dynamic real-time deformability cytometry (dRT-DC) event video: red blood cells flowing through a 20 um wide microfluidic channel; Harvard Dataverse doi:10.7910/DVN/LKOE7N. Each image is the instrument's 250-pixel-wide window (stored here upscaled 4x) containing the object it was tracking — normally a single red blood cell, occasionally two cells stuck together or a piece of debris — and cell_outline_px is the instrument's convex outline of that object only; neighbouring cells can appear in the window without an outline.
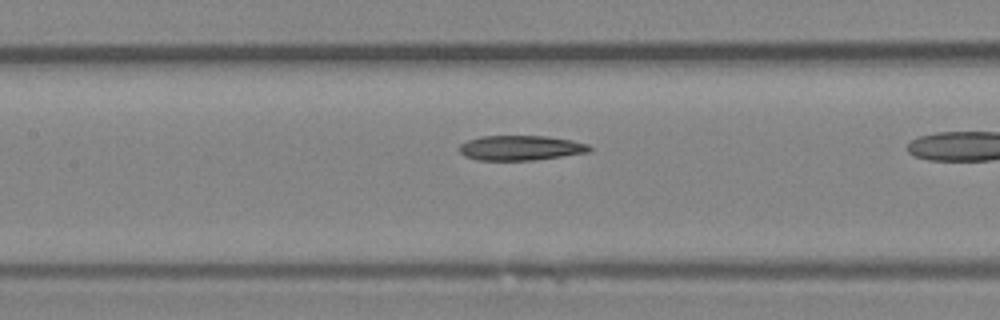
{"species": "Egyptian fruit bat (a non-hibernating species)", "species_latin": "Rousettus aegyptiacus", "temperature_condition": "room temperature", "stored_images_in_passage": 26, "camera_frame_rate_fps": 3000, "um_per_image_px": 0.085, "animal": {"sex": "female"}, "frame": {"image": 1, "passage_image": 19, "time_ms": 6.0, "image_size_px": [1000, 320], "cell_outline_px": [[592, 152], [532, 160], [476, 160], [464, 156], [460, 152], [460, 144], [468, 140], [480, 136], [548, 136], [572, 140], [588, 144], [592, 148]], "centroid_in_image_um": [44.27, 12.57], "position_along_channel_um": 163.1, "area_um2": 18.96}}
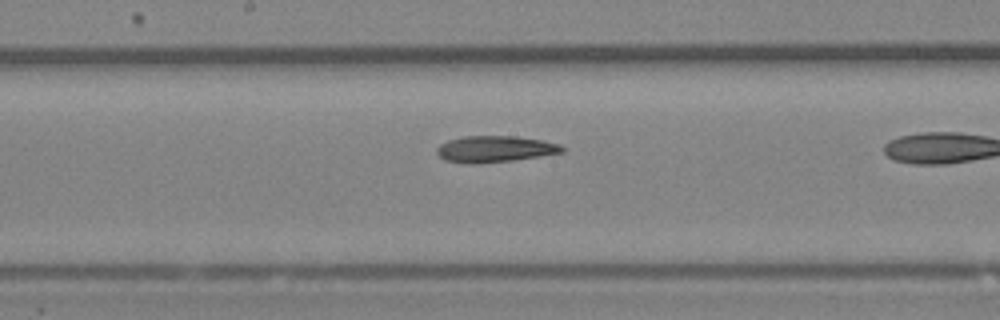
{"frame": {"image": 2, "passage_image": 22, "time_ms": 7.0, "image_size_px": [1000, 320], "cell_outline_px": [[564, 152], [540, 156], [512, 160], [480, 164], [468, 164], [444, 160], [436, 152], [436, 148], [440, 144], [448, 140], [464, 136], [516, 136], [540, 140], [560, 144], [564, 148]], "centroid_in_image_um": [42.03, 12.67], "position_along_channel_um": 206.2, "area_um2": 19.31}}